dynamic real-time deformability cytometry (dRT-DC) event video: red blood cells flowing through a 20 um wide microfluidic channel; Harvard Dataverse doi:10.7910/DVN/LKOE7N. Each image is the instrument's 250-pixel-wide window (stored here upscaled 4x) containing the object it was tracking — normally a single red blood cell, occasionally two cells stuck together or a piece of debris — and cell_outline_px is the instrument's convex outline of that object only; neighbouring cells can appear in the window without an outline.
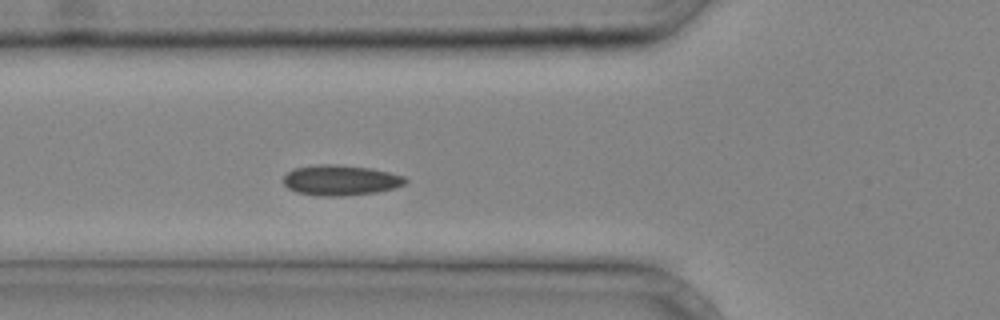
{"species": "common noctule bat (a hibernating species)", "species_latin": "Nyctalus noctula", "temperature_condition": "cold", "stored_images_in_passage": 33, "camera_frame_rate_fps": 3000, "um_per_image_px": 0.085, "animal": {"sex": "male", "body_mass_g": 20.4}, "frame": {"image": 1, "passage_image": 10, "time_ms": 3.0, "image_size_px": [1000, 320], "cell_outline_px": [[408, 180], [404, 184], [396, 188], [376, 192], [340, 196], [316, 196], [296, 192], [288, 188], [284, 184], [284, 176], [292, 168], [316, 164], [336, 164], [372, 168], [404, 176]], "centroid_in_image_um": [28.93, 15.31], "position_along_channel_um": 96.9, "area_um2": 21.79}}
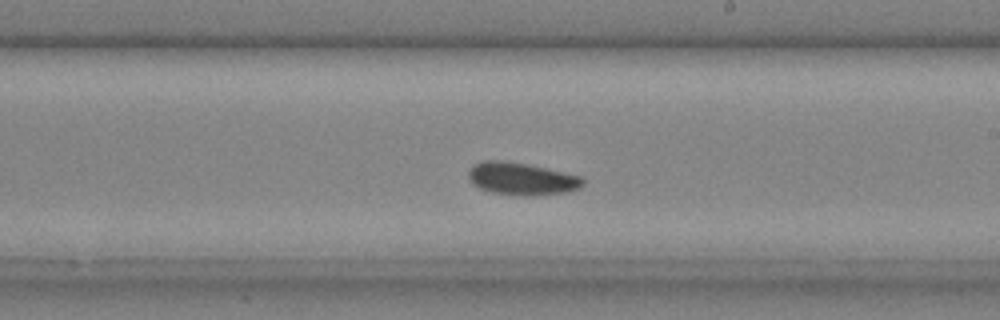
{"frame": {"image": 2, "passage_image": 19, "time_ms": 6.0, "image_size_px": [1000, 320], "cell_outline_px": [[584, 184], [580, 188], [564, 192], [520, 196], [492, 192], [480, 188], [472, 184], [468, 176], [468, 172], [472, 164], [480, 160], [504, 160], [528, 164], [584, 176]], "centroid_in_image_um": [44.32, 15.17], "position_along_channel_um": 244.7, "area_um2": 21.85}}